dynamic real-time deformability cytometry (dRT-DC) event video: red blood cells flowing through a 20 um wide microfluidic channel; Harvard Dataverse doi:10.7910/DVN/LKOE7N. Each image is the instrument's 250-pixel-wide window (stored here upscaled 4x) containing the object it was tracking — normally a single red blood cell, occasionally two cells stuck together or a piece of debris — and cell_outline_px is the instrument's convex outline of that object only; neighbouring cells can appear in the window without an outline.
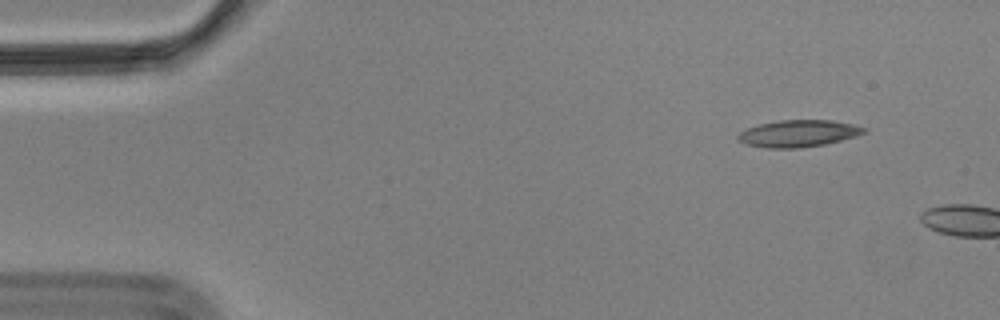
{"species": "Egyptian fruit bat (a non-hibernating species)", "species_latin": "Rousettus aegyptiacus", "temperature_condition": "cold", "stored_images_in_passage": 4, "camera_frame_rate_fps": 3000, "um_per_image_px": 0.085, "animal": {"sex": "male"}, "frame": {"image": 1, "passage_image": 1, "time_ms": 0.0, "image_size_px": [1000, 320], "cell_outline_px": [[868, 128], [864, 132], [856, 136], [824, 144], [796, 148], [768, 148], [744, 144], [736, 140], [736, 136], [740, 132], [748, 128], [760, 124], [780, 120], [832, 120], [852, 124]], "centroid_in_image_um": [67.82, 11.34], "position_along_channel_um": 17.2, "area_um2": 19.65}}